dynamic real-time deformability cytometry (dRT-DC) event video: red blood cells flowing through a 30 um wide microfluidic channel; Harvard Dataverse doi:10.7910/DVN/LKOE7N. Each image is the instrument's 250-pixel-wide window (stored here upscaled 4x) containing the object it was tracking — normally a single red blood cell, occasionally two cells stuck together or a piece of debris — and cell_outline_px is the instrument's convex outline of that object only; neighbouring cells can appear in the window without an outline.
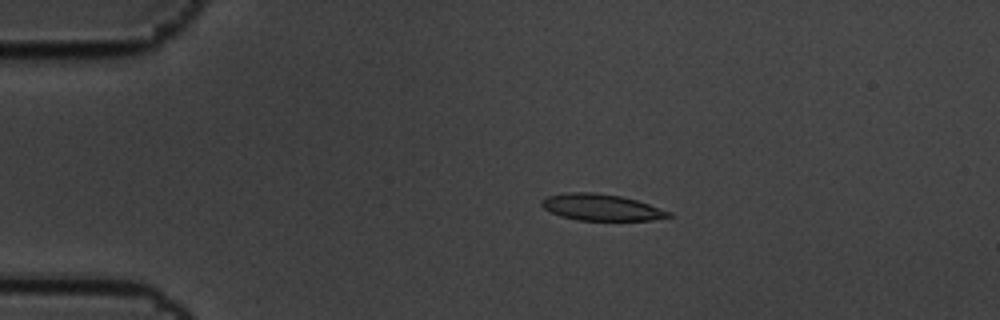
{"species": "common noctule bat (a hibernating species)", "species_latin": "Nyctalus noctula", "temperature_condition": "cold", "stored_images_in_passage": 5, "camera_frame_rate_fps": 3000, "um_per_image_px": 0.085, "animal": {"sex": "male", "body_mass_g": 19.5, "forearm_length_mm": 54.6}, "frame": {"image": 1, "passage_image": 3, "time_ms": 0.667, "image_size_px": [1000, 320], "cell_outline_px": [[672, 216], [652, 220], [576, 220], [560, 216], [544, 208], [540, 204], [540, 200], [548, 196], [568, 192], [596, 192], [620, 196], [636, 200], [672, 212]], "centroid_in_image_um": [51.09, 17.62], "position_along_channel_um": 33.9, "area_um2": 19.54}}
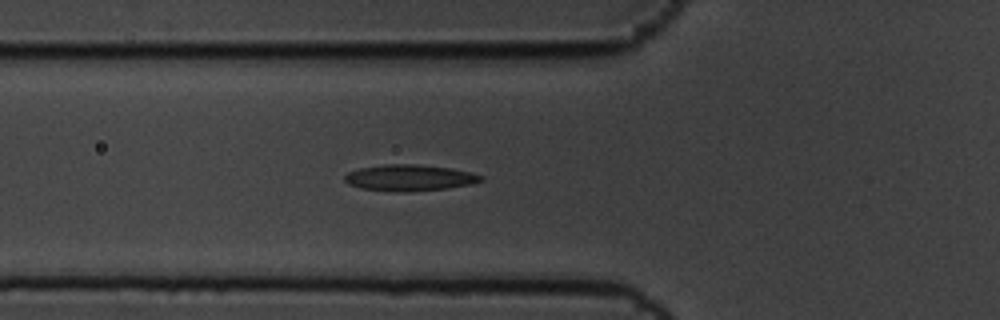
{"frame": {"image": 2, "passage_image": 5, "time_ms": 1.333, "image_size_px": [1000, 320], "cell_outline_px": [[484, 180], [472, 184], [448, 188], [408, 192], [396, 192], [360, 188], [348, 184], [344, 180], [344, 176], [348, 172], [360, 168], [384, 164], [412, 164], [452, 168], [472, 172], [484, 176]], "centroid_in_image_um": [34.83, 15.11], "position_along_channel_um": 91.0, "area_um2": 21.04}}